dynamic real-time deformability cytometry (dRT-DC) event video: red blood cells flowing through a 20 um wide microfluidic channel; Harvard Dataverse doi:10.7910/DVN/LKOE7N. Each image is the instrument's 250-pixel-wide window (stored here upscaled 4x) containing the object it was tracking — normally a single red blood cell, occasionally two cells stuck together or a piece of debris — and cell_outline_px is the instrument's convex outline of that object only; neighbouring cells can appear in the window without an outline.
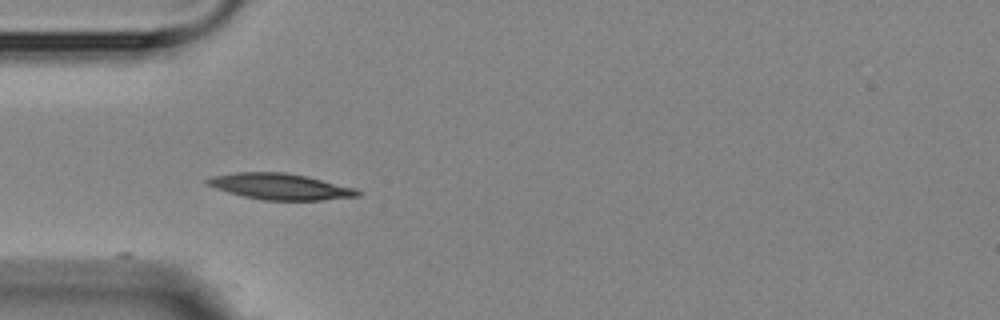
{"species": "Egyptian fruit bat (a non-hibernating species)", "species_latin": "Rousettus aegyptiacus", "temperature_condition": "room temperature", "stored_images_in_passage": 5, "camera_frame_rate_fps": 3000, "um_per_image_px": 0.085, "animal": {"sex": "female"}, "frame": {"image": 1, "passage_image": 4, "time_ms": 4.333, "image_size_px": [1000, 320], "cell_outline_px": [[360, 196], [324, 200], [264, 200], [244, 196], [228, 192], [216, 188], [208, 184], [204, 180], [212, 176], [236, 172], [284, 172], [308, 176], [356, 188], [360, 192]], "centroid_in_image_um": [23.85, 15.85], "position_along_channel_um": 61.2, "area_um2": 22.83}}